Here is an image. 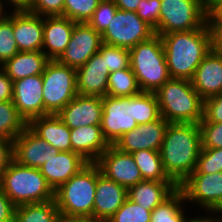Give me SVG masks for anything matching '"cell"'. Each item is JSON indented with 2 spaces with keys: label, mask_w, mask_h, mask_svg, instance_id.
<instances>
[{
  "label": "cell",
  "mask_w": 222,
  "mask_h": 222,
  "mask_svg": "<svg viewBox=\"0 0 222 222\" xmlns=\"http://www.w3.org/2000/svg\"><path fill=\"white\" fill-rule=\"evenodd\" d=\"M27 125L12 100L0 102V137L14 140Z\"/></svg>",
  "instance_id": "32"
},
{
  "label": "cell",
  "mask_w": 222,
  "mask_h": 222,
  "mask_svg": "<svg viewBox=\"0 0 222 222\" xmlns=\"http://www.w3.org/2000/svg\"><path fill=\"white\" fill-rule=\"evenodd\" d=\"M142 91L132 68H124L108 76L107 94L111 97H132Z\"/></svg>",
  "instance_id": "31"
},
{
  "label": "cell",
  "mask_w": 222,
  "mask_h": 222,
  "mask_svg": "<svg viewBox=\"0 0 222 222\" xmlns=\"http://www.w3.org/2000/svg\"><path fill=\"white\" fill-rule=\"evenodd\" d=\"M185 196L178 187L166 200L151 211V222H190L191 218L185 213ZM184 207V208H183Z\"/></svg>",
  "instance_id": "28"
},
{
  "label": "cell",
  "mask_w": 222,
  "mask_h": 222,
  "mask_svg": "<svg viewBox=\"0 0 222 222\" xmlns=\"http://www.w3.org/2000/svg\"><path fill=\"white\" fill-rule=\"evenodd\" d=\"M131 154L143 180L172 181L165 173L159 151L139 150Z\"/></svg>",
  "instance_id": "30"
},
{
  "label": "cell",
  "mask_w": 222,
  "mask_h": 222,
  "mask_svg": "<svg viewBox=\"0 0 222 222\" xmlns=\"http://www.w3.org/2000/svg\"><path fill=\"white\" fill-rule=\"evenodd\" d=\"M70 140L72 151L80 154L88 162H96L109 147L103 137L101 125L70 129Z\"/></svg>",
  "instance_id": "24"
},
{
  "label": "cell",
  "mask_w": 222,
  "mask_h": 222,
  "mask_svg": "<svg viewBox=\"0 0 222 222\" xmlns=\"http://www.w3.org/2000/svg\"><path fill=\"white\" fill-rule=\"evenodd\" d=\"M16 206L0 187V222H14Z\"/></svg>",
  "instance_id": "44"
},
{
  "label": "cell",
  "mask_w": 222,
  "mask_h": 222,
  "mask_svg": "<svg viewBox=\"0 0 222 222\" xmlns=\"http://www.w3.org/2000/svg\"><path fill=\"white\" fill-rule=\"evenodd\" d=\"M89 162L73 151H59L39 167L53 191L77 174Z\"/></svg>",
  "instance_id": "20"
},
{
  "label": "cell",
  "mask_w": 222,
  "mask_h": 222,
  "mask_svg": "<svg viewBox=\"0 0 222 222\" xmlns=\"http://www.w3.org/2000/svg\"><path fill=\"white\" fill-rule=\"evenodd\" d=\"M160 35L170 78L192 80L203 58L213 48L209 23L199 29Z\"/></svg>",
  "instance_id": "2"
},
{
  "label": "cell",
  "mask_w": 222,
  "mask_h": 222,
  "mask_svg": "<svg viewBox=\"0 0 222 222\" xmlns=\"http://www.w3.org/2000/svg\"><path fill=\"white\" fill-rule=\"evenodd\" d=\"M102 98L97 96H75L57 116L70 128L101 125Z\"/></svg>",
  "instance_id": "19"
},
{
  "label": "cell",
  "mask_w": 222,
  "mask_h": 222,
  "mask_svg": "<svg viewBox=\"0 0 222 222\" xmlns=\"http://www.w3.org/2000/svg\"><path fill=\"white\" fill-rule=\"evenodd\" d=\"M58 152V149L43 140L28 125L13 140L14 160L23 166L39 168Z\"/></svg>",
  "instance_id": "15"
},
{
  "label": "cell",
  "mask_w": 222,
  "mask_h": 222,
  "mask_svg": "<svg viewBox=\"0 0 222 222\" xmlns=\"http://www.w3.org/2000/svg\"><path fill=\"white\" fill-rule=\"evenodd\" d=\"M13 159V140L0 137V175Z\"/></svg>",
  "instance_id": "45"
},
{
  "label": "cell",
  "mask_w": 222,
  "mask_h": 222,
  "mask_svg": "<svg viewBox=\"0 0 222 222\" xmlns=\"http://www.w3.org/2000/svg\"><path fill=\"white\" fill-rule=\"evenodd\" d=\"M1 1L5 10L7 9L6 7L7 5L10 7L12 6L10 8V10L12 9V12L29 11L32 7V0H1Z\"/></svg>",
  "instance_id": "48"
},
{
  "label": "cell",
  "mask_w": 222,
  "mask_h": 222,
  "mask_svg": "<svg viewBox=\"0 0 222 222\" xmlns=\"http://www.w3.org/2000/svg\"><path fill=\"white\" fill-rule=\"evenodd\" d=\"M28 126L59 151H72L70 128L57 116L49 114L33 118Z\"/></svg>",
  "instance_id": "26"
},
{
  "label": "cell",
  "mask_w": 222,
  "mask_h": 222,
  "mask_svg": "<svg viewBox=\"0 0 222 222\" xmlns=\"http://www.w3.org/2000/svg\"><path fill=\"white\" fill-rule=\"evenodd\" d=\"M222 172V148H201L196 169L192 173Z\"/></svg>",
  "instance_id": "38"
},
{
  "label": "cell",
  "mask_w": 222,
  "mask_h": 222,
  "mask_svg": "<svg viewBox=\"0 0 222 222\" xmlns=\"http://www.w3.org/2000/svg\"><path fill=\"white\" fill-rule=\"evenodd\" d=\"M212 32L213 49L222 53V18H208Z\"/></svg>",
  "instance_id": "46"
},
{
  "label": "cell",
  "mask_w": 222,
  "mask_h": 222,
  "mask_svg": "<svg viewBox=\"0 0 222 222\" xmlns=\"http://www.w3.org/2000/svg\"><path fill=\"white\" fill-rule=\"evenodd\" d=\"M155 95L168 123L198 124L203 119V99L190 80L170 78Z\"/></svg>",
  "instance_id": "3"
},
{
  "label": "cell",
  "mask_w": 222,
  "mask_h": 222,
  "mask_svg": "<svg viewBox=\"0 0 222 222\" xmlns=\"http://www.w3.org/2000/svg\"><path fill=\"white\" fill-rule=\"evenodd\" d=\"M185 202L197 203L202 212L211 213L222 208V172L203 174L191 173L179 186Z\"/></svg>",
  "instance_id": "10"
},
{
  "label": "cell",
  "mask_w": 222,
  "mask_h": 222,
  "mask_svg": "<svg viewBox=\"0 0 222 222\" xmlns=\"http://www.w3.org/2000/svg\"><path fill=\"white\" fill-rule=\"evenodd\" d=\"M59 210L55 200L16 206L14 222H55Z\"/></svg>",
  "instance_id": "29"
},
{
  "label": "cell",
  "mask_w": 222,
  "mask_h": 222,
  "mask_svg": "<svg viewBox=\"0 0 222 222\" xmlns=\"http://www.w3.org/2000/svg\"><path fill=\"white\" fill-rule=\"evenodd\" d=\"M76 22L64 16L43 17L42 52L57 60L66 49Z\"/></svg>",
  "instance_id": "23"
},
{
  "label": "cell",
  "mask_w": 222,
  "mask_h": 222,
  "mask_svg": "<svg viewBox=\"0 0 222 222\" xmlns=\"http://www.w3.org/2000/svg\"><path fill=\"white\" fill-rule=\"evenodd\" d=\"M95 163L101 174L127 189L143 180L132 154L123 152L114 145H109Z\"/></svg>",
  "instance_id": "13"
},
{
  "label": "cell",
  "mask_w": 222,
  "mask_h": 222,
  "mask_svg": "<svg viewBox=\"0 0 222 222\" xmlns=\"http://www.w3.org/2000/svg\"><path fill=\"white\" fill-rule=\"evenodd\" d=\"M177 188L173 181L142 180L128 188V199L143 209L152 211Z\"/></svg>",
  "instance_id": "25"
},
{
  "label": "cell",
  "mask_w": 222,
  "mask_h": 222,
  "mask_svg": "<svg viewBox=\"0 0 222 222\" xmlns=\"http://www.w3.org/2000/svg\"><path fill=\"white\" fill-rule=\"evenodd\" d=\"M42 88V74L13 81L12 101L27 124L33 118L44 116Z\"/></svg>",
  "instance_id": "14"
},
{
  "label": "cell",
  "mask_w": 222,
  "mask_h": 222,
  "mask_svg": "<svg viewBox=\"0 0 222 222\" xmlns=\"http://www.w3.org/2000/svg\"><path fill=\"white\" fill-rule=\"evenodd\" d=\"M55 222H99L92 216L65 215L59 213Z\"/></svg>",
  "instance_id": "49"
},
{
  "label": "cell",
  "mask_w": 222,
  "mask_h": 222,
  "mask_svg": "<svg viewBox=\"0 0 222 222\" xmlns=\"http://www.w3.org/2000/svg\"><path fill=\"white\" fill-rule=\"evenodd\" d=\"M0 187L15 206L54 199V191L39 168L23 166L14 159L0 175Z\"/></svg>",
  "instance_id": "4"
},
{
  "label": "cell",
  "mask_w": 222,
  "mask_h": 222,
  "mask_svg": "<svg viewBox=\"0 0 222 222\" xmlns=\"http://www.w3.org/2000/svg\"><path fill=\"white\" fill-rule=\"evenodd\" d=\"M102 106L101 131L109 145H114L124 133L138 126L134 119L133 96L111 97L106 95L102 98Z\"/></svg>",
  "instance_id": "11"
},
{
  "label": "cell",
  "mask_w": 222,
  "mask_h": 222,
  "mask_svg": "<svg viewBox=\"0 0 222 222\" xmlns=\"http://www.w3.org/2000/svg\"><path fill=\"white\" fill-rule=\"evenodd\" d=\"M44 116L59 113L75 96L76 69L50 60L42 73Z\"/></svg>",
  "instance_id": "8"
},
{
  "label": "cell",
  "mask_w": 222,
  "mask_h": 222,
  "mask_svg": "<svg viewBox=\"0 0 222 222\" xmlns=\"http://www.w3.org/2000/svg\"><path fill=\"white\" fill-rule=\"evenodd\" d=\"M13 35V12H7L0 18V66L18 53Z\"/></svg>",
  "instance_id": "34"
},
{
  "label": "cell",
  "mask_w": 222,
  "mask_h": 222,
  "mask_svg": "<svg viewBox=\"0 0 222 222\" xmlns=\"http://www.w3.org/2000/svg\"><path fill=\"white\" fill-rule=\"evenodd\" d=\"M200 150L199 124L168 123L159 152L165 173L177 186L196 169Z\"/></svg>",
  "instance_id": "1"
},
{
  "label": "cell",
  "mask_w": 222,
  "mask_h": 222,
  "mask_svg": "<svg viewBox=\"0 0 222 222\" xmlns=\"http://www.w3.org/2000/svg\"><path fill=\"white\" fill-rule=\"evenodd\" d=\"M202 215L203 216H200V217L194 216L190 222H215V220L210 216V214L208 215L202 214Z\"/></svg>",
  "instance_id": "52"
},
{
  "label": "cell",
  "mask_w": 222,
  "mask_h": 222,
  "mask_svg": "<svg viewBox=\"0 0 222 222\" xmlns=\"http://www.w3.org/2000/svg\"><path fill=\"white\" fill-rule=\"evenodd\" d=\"M191 82L203 100L222 93V53L212 48L197 67Z\"/></svg>",
  "instance_id": "21"
},
{
  "label": "cell",
  "mask_w": 222,
  "mask_h": 222,
  "mask_svg": "<svg viewBox=\"0 0 222 222\" xmlns=\"http://www.w3.org/2000/svg\"><path fill=\"white\" fill-rule=\"evenodd\" d=\"M64 0H32L30 13L42 17L63 16Z\"/></svg>",
  "instance_id": "41"
},
{
  "label": "cell",
  "mask_w": 222,
  "mask_h": 222,
  "mask_svg": "<svg viewBox=\"0 0 222 222\" xmlns=\"http://www.w3.org/2000/svg\"><path fill=\"white\" fill-rule=\"evenodd\" d=\"M133 112L138 125L158 120L161 114L155 93L141 92L133 96Z\"/></svg>",
  "instance_id": "33"
},
{
  "label": "cell",
  "mask_w": 222,
  "mask_h": 222,
  "mask_svg": "<svg viewBox=\"0 0 222 222\" xmlns=\"http://www.w3.org/2000/svg\"><path fill=\"white\" fill-rule=\"evenodd\" d=\"M13 35L19 51H42L43 17L28 11L13 12Z\"/></svg>",
  "instance_id": "22"
},
{
  "label": "cell",
  "mask_w": 222,
  "mask_h": 222,
  "mask_svg": "<svg viewBox=\"0 0 222 222\" xmlns=\"http://www.w3.org/2000/svg\"><path fill=\"white\" fill-rule=\"evenodd\" d=\"M128 198V189L101 174L97 165L96 194L93 205V218L108 222Z\"/></svg>",
  "instance_id": "18"
},
{
  "label": "cell",
  "mask_w": 222,
  "mask_h": 222,
  "mask_svg": "<svg viewBox=\"0 0 222 222\" xmlns=\"http://www.w3.org/2000/svg\"><path fill=\"white\" fill-rule=\"evenodd\" d=\"M9 10H5L3 7L2 1L0 0V18H2Z\"/></svg>",
  "instance_id": "55"
},
{
  "label": "cell",
  "mask_w": 222,
  "mask_h": 222,
  "mask_svg": "<svg viewBox=\"0 0 222 222\" xmlns=\"http://www.w3.org/2000/svg\"><path fill=\"white\" fill-rule=\"evenodd\" d=\"M108 222H151V211L127 198Z\"/></svg>",
  "instance_id": "36"
},
{
  "label": "cell",
  "mask_w": 222,
  "mask_h": 222,
  "mask_svg": "<svg viewBox=\"0 0 222 222\" xmlns=\"http://www.w3.org/2000/svg\"><path fill=\"white\" fill-rule=\"evenodd\" d=\"M201 148H222V123L199 122Z\"/></svg>",
  "instance_id": "40"
},
{
  "label": "cell",
  "mask_w": 222,
  "mask_h": 222,
  "mask_svg": "<svg viewBox=\"0 0 222 222\" xmlns=\"http://www.w3.org/2000/svg\"><path fill=\"white\" fill-rule=\"evenodd\" d=\"M101 35L103 44L131 49L139 42L150 39L155 31L136 12L117 9Z\"/></svg>",
  "instance_id": "9"
},
{
  "label": "cell",
  "mask_w": 222,
  "mask_h": 222,
  "mask_svg": "<svg viewBox=\"0 0 222 222\" xmlns=\"http://www.w3.org/2000/svg\"><path fill=\"white\" fill-rule=\"evenodd\" d=\"M222 6V0H205L207 14L215 13Z\"/></svg>",
  "instance_id": "51"
},
{
  "label": "cell",
  "mask_w": 222,
  "mask_h": 222,
  "mask_svg": "<svg viewBox=\"0 0 222 222\" xmlns=\"http://www.w3.org/2000/svg\"><path fill=\"white\" fill-rule=\"evenodd\" d=\"M110 72L105 56L98 51L84 65L76 69V89L79 95L105 97Z\"/></svg>",
  "instance_id": "17"
},
{
  "label": "cell",
  "mask_w": 222,
  "mask_h": 222,
  "mask_svg": "<svg viewBox=\"0 0 222 222\" xmlns=\"http://www.w3.org/2000/svg\"><path fill=\"white\" fill-rule=\"evenodd\" d=\"M50 59L42 51H19L0 67L12 81L41 75Z\"/></svg>",
  "instance_id": "27"
},
{
  "label": "cell",
  "mask_w": 222,
  "mask_h": 222,
  "mask_svg": "<svg viewBox=\"0 0 222 222\" xmlns=\"http://www.w3.org/2000/svg\"><path fill=\"white\" fill-rule=\"evenodd\" d=\"M13 81L0 67V102L12 100Z\"/></svg>",
  "instance_id": "47"
},
{
  "label": "cell",
  "mask_w": 222,
  "mask_h": 222,
  "mask_svg": "<svg viewBox=\"0 0 222 222\" xmlns=\"http://www.w3.org/2000/svg\"><path fill=\"white\" fill-rule=\"evenodd\" d=\"M160 0H140L136 14L155 28L160 18Z\"/></svg>",
  "instance_id": "42"
},
{
  "label": "cell",
  "mask_w": 222,
  "mask_h": 222,
  "mask_svg": "<svg viewBox=\"0 0 222 222\" xmlns=\"http://www.w3.org/2000/svg\"><path fill=\"white\" fill-rule=\"evenodd\" d=\"M167 125L168 122L163 117L138 125L133 130L124 133L114 146L126 153L139 150L160 151Z\"/></svg>",
  "instance_id": "16"
},
{
  "label": "cell",
  "mask_w": 222,
  "mask_h": 222,
  "mask_svg": "<svg viewBox=\"0 0 222 222\" xmlns=\"http://www.w3.org/2000/svg\"><path fill=\"white\" fill-rule=\"evenodd\" d=\"M200 122L222 123V93L203 100V119Z\"/></svg>",
  "instance_id": "43"
},
{
  "label": "cell",
  "mask_w": 222,
  "mask_h": 222,
  "mask_svg": "<svg viewBox=\"0 0 222 222\" xmlns=\"http://www.w3.org/2000/svg\"><path fill=\"white\" fill-rule=\"evenodd\" d=\"M102 44V35L87 22L75 23L70 41L57 61L77 69L97 53Z\"/></svg>",
  "instance_id": "12"
},
{
  "label": "cell",
  "mask_w": 222,
  "mask_h": 222,
  "mask_svg": "<svg viewBox=\"0 0 222 222\" xmlns=\"http://www.w3.org/2000/svg\"><path fill=\"white\" fill-rule=\"evenodd\" d=\"M114 2L120 10L136 12L140 0H114Z\"/></svg>",
  "instance_id": "50"
},
{
  "label": "cell",
  "mask_w": 222,
  "mask_h": 222,
  "mask_svg": "<svg viewBox=\"0 0 222 222\" xmlns=\"http://www.w3.org/2000/svg\"><path fill=\"white\" fill-rule=\"evenodd\" d=\"M160 18L155 34L190 31L208 23L205 0H160Z\"/></svg>",
  "instance_id": "7"
},
{
  "label": "cell",
  "mask_w": 222,
  "mask_h": 222,
  "mask_svg": "<svg viewBox=\"0 0 222 222\" xmlns=\"http://www.w3.org/2000/svg\"><path fill=\"white\" fill-rule=\"evenodd\" d=\"M208 18H222V6L215 13L209 14Z\"/></svg>",
  "instance_id": "54"
},
{
  "label": "cell",
  "mask_w": 222,
  "mask_h": 222,
  "mask_svg": "<svg viewBox=\"0 0 222 222\" xmlns=\"http://www.w3.org/2000/svg\"><path fill=\"white\" fill-rule=\"evenodd\" d=\"M101 0H64L63 16L76 23L88 22Z\"/></svg>",
  "instance_id": "35"
},
{
  "label": "cell",
  "mask_w": 222,
  "mask_h": 222,
  "mask_svg": "<svg viewBox=\"0 0 222 222\" xmlns=\"http://www.w3.org/2000/svg\"><path fill=\"white\" fill-rule=\"evenodd\" d=\"M97 184V164L89 162L77 174L54 191L60 213L92 216Z\"/></svg>",
  "instance_id": "6"
},
{
  "label": "cell",
  "mask_w": 222,
  "mask_h": 222,
  "mask_svg": "<svg viewBox=\"0 0 222 222\" xmlns=\"http://www.w3.org/2000/svg\"><path fill=\"white\" fill-rule=\"evenodd\" d=\"M130 67L142 92H156L170 79L160 35L139 42L129 49Z\"/></svg>",
  "instance_id": "5"
},
{
  "label": "cell",
  "mask_w": 222,
  "mask_h": 222,
  "mask_svg": "<svg viewBox=\"0 0 222 222\" xmlns=\"http://www.w3.org/2000/svg\"><path fill=\"white\" fill-rule=\"evenodd\" d=\"M117 9L118 7L115 5L114 0H101L87 23L98 33L102 34L109 26Z\"/></svg>",
  "instance_id": "39"
},
{
  "label": "cell",
  "mask_w": 222,
  "mask_h": 222,
  "mask_svg": "<svg viewBox=\"0 0 222 222\" xmlns=\"http://www.w3.org/2000/svg\"><path fill=\"white\" fill-rule=\"evenodd\" d=\"M210 214H211L210 216L215 220V222H222V208L216 209ZM216 214L218 215L216 216Z\"/></svg>",
  "instance_id": "53"
},
{
  "label": "cell",
  "mask_w": 222,
  "mask_h": 222,
  "mask_svg": "<svg viewBox=\"0 0 222 222\" xmlns=\"http://www.w3.org/2000/svg\"><path fill=\"white\" fill-rule=\"evenodd\" d=\"M99 52L105 56V64L110 73L130 67L129 49L102 44Z\"/></svg>",
  "instance_id": "37"
}]
</instances>
